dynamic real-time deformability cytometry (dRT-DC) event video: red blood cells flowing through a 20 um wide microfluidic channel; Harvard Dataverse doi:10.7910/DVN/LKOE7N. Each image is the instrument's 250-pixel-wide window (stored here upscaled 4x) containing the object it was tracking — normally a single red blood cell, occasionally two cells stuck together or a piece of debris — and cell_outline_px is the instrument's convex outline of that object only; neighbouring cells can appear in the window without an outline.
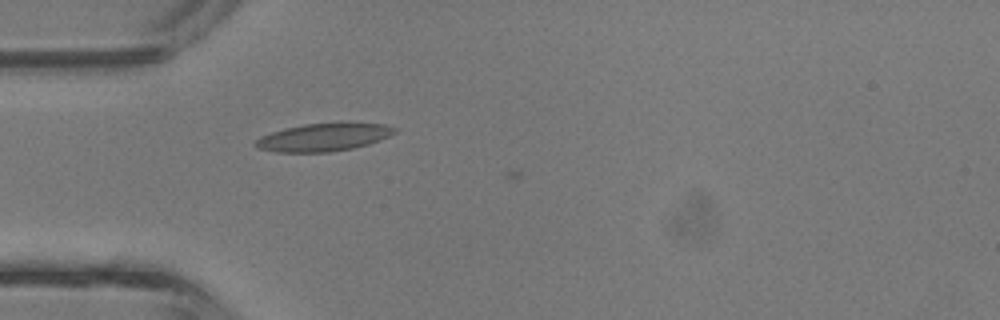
{"species": "common noctule bat (a hibernating species)", "species_latin": "Nyctalus noctula", "temperature_condition": "room temperature", "stored_images_in_passage": 2, "camera_frame_rate_fps": 3000, "um_per_image_px": 0.085, "animal": {"sex": "male", "body_mass_g": 13.3}, "frame": {"image": 1, "passage_image": 1, "time_ms": 0.0, "image_size_px": [1000, 320], "cell_outline_px": [[400, 128], [392, 136], [368, 144], [352, 148], [328, 152], [276, 152], [256, 148], [252, 144], [260, 136], [284, 128], [304, 124], [340, 120], [348, 120], [384, 124]], "centroid_in_image_um": [27.58, 11.61], "position_along_channel_um": 57.4, "area_um2": 23.64}}